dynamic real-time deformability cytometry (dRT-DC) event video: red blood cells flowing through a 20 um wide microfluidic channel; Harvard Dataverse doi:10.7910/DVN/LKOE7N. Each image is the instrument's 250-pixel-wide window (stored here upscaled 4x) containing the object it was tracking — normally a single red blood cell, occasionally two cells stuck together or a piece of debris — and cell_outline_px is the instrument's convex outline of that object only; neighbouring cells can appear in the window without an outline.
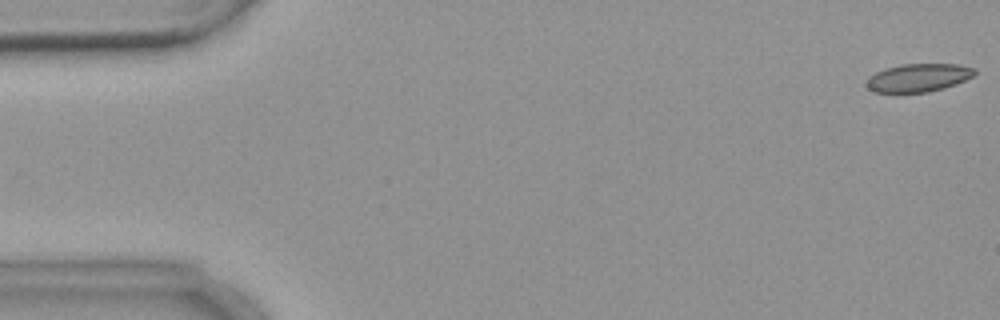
{"species": "common noctule bat (a hibernating species)", "species_latin": "Nyctalus noctula", "temperature_condition": "warm", "stored_images_in_passage": 4, "camera_frame_rate_fps": 3000, "um_per_image_px": 0.085, "animal": {"sex": "female", "body_mass_g": 18.4}, "frame": {"image": 1, "passage_image": 1, "time_ms": 0.0, "image_size_px": [1000, 320], "cell_outline_px": [[976, 72], [972, 76], [956, 84], [944, 88], [928, 92], [876, 92], [868, 88], [868, 76], [884, 68], [900, 64], [956, 64], [976, 68]], "centroid_in_image_um": [78.07, 6.59], "position_along_channel_um": 6.9, "area_um2": 17.63}}